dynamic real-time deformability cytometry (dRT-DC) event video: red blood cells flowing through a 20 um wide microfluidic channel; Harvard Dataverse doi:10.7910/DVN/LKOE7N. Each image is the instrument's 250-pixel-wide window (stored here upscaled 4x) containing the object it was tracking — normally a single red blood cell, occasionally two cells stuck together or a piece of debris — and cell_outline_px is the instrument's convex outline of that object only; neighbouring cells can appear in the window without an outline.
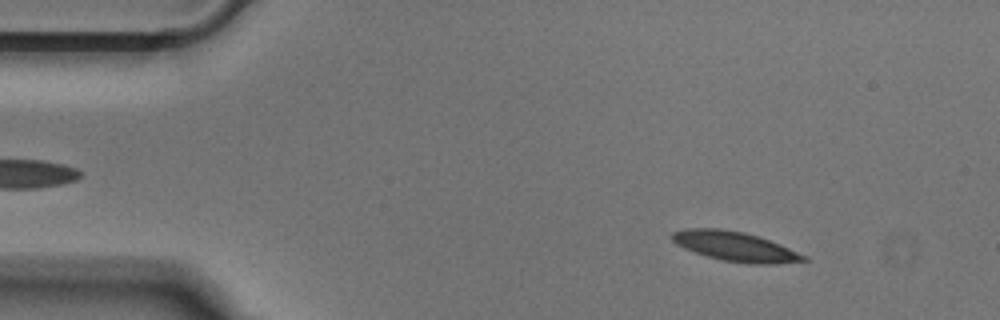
{"species": "Egyptian fruit bat (a non-hibernating species)", "species_latin": "Rousettus aegyptiacus", "temperature_condition": "cold", "stored_images_in_passage": 51, "camera_frame_rate_fps": 3000, "um_per_image_px": 0.085, "animal": {"sex": "male"}, "frame": {"image": 1, "passage_image": 6, "time_ms": 1.667, "image_size_px": [1000, 320], "cell_outline_px": [[808, 260], [776, 264], [748, 264], [720, 260], [684, 248], [676, 244], [672, 240], [672, 232], [684, 228], [720, 228], [744, 232], [780, 244], [808, 256]], "centroid_in_image_um": [62.49, 20.95], "position_along_channel_um": 22.5, "area_um2": 22.66}}
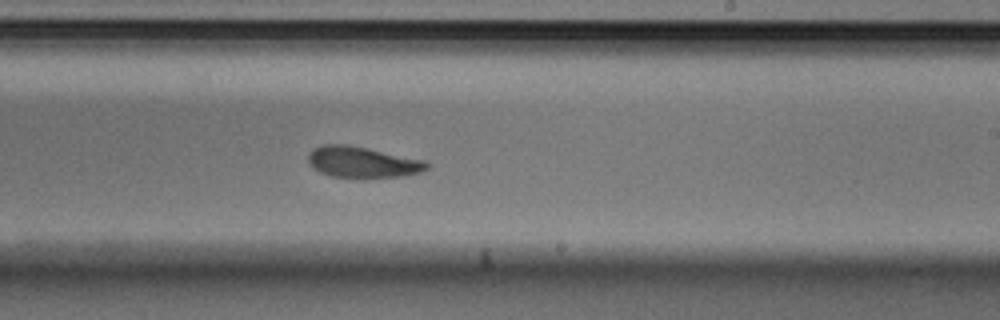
{"frame": {"image": 2, "passage_image": 30, "time_ms": 9.667, "image_size_px": [1000, 320], "cell_outline_px": [[428, 168], [420, 172], [404, 176], [360, 180], [332, 176], [320, 172], [312, 168], [308, 160], [308, 152], [312, 148], [320, 144], [348, 144], [368, 148], [424, 160], [428, 164]], "centroid_in_image_um": [30.76, 13.81], "position_along_channel_um": 258.2, "area_um2": 22.2}}
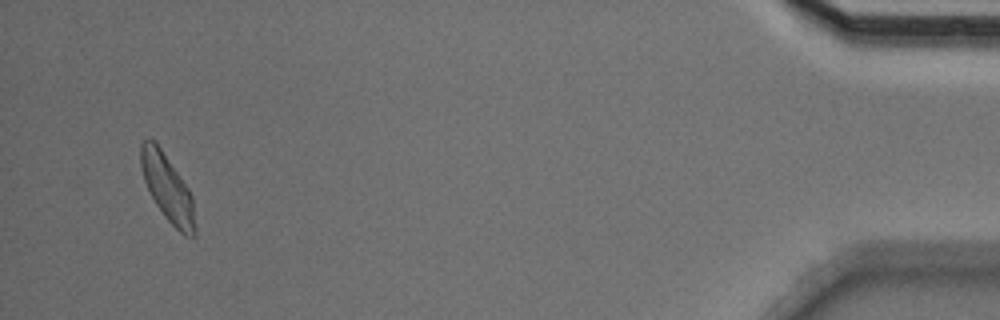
{"frame": {"image": 3, "passage_image": 49, "time_ms": 16.0, "image_size_px": [1000, 320], "cell_outline_px": [[196, 236], [184, 236], [164, 216], [156, 204], [144, 180], [140, 168], [140, 144], [144, 140], [152, 140], [160, 148], [188, 188], [192, 196], [196, 228]], "centroid_in_image_um": [14.24, 16.02], "position_along_channel_um": 421.0, "area_um2": 20.75}}